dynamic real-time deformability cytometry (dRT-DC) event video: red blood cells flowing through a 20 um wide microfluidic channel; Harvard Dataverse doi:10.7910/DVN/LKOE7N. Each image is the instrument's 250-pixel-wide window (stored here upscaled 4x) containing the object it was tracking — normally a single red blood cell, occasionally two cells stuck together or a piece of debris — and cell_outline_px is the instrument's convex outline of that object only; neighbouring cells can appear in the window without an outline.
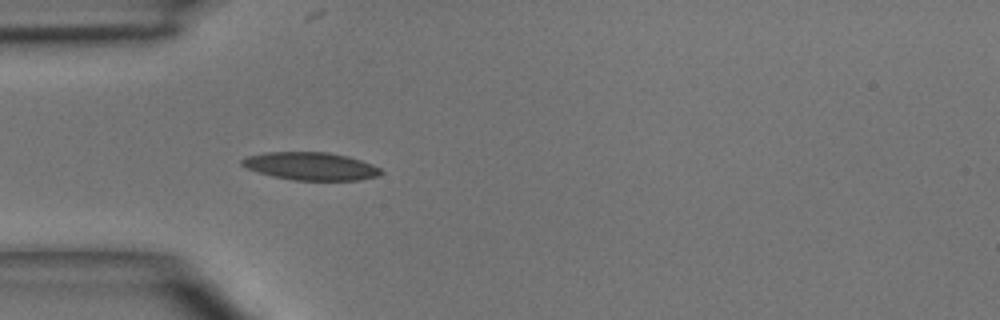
{"species": "common noctule bat (a hibernating species)", "species_latin": "Nyctalus noctula", "temperature_condition": "room temperature", "stored_images_in_passage": 3, "camera_frame_rate_fps": 3000, "um_per_image_px": 0.085, "animal": {"sex": "male", "body_mass_g": 15.6}, "frame": {"image": 1, "passage_image": 3, "time_ms": 3.333, "image_size_px": [1000, 320], "cell_outline_px": [[384, 172], [380, 176], [360, 180], [292, 180], [272, 176], [248, 168], [240, 164], [240, 160], [248, 156], [264, 152], [328, 152], [348, 156], [372, 164], [380, 168]], "centroid_in_image_um": [26.45, 14.12], "position_along_channel_um": 58.6, "area_um2": 22.6}}